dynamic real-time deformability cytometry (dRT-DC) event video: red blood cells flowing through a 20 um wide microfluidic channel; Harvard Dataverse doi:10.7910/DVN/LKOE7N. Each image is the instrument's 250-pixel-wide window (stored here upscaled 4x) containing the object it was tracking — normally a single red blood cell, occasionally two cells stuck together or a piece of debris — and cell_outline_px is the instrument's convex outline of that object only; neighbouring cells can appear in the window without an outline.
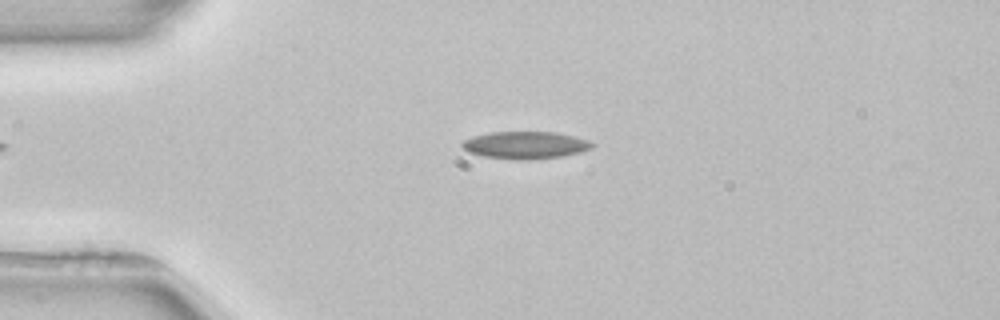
{"species": "common noctule bat (a hibernating species)", "species_latin": "Nyctalus noctula", "temperature_condition": "room temperature", "stored_images_in_passage": 4, "camera_frame_rate_fps": 3000, "um_per_image_px": 0.085, "animal": {"sex": "female", "body_mass_g": 22.7, "forearm_length_mm": 54.2}, "frame": {"image": 1, "passage_image": 2, "time_ms": 1.333, "image_size_px": [1000, 320], "cell_outline_px": [[596, 144], [592, 148], [580, 152], [560, 156], [528, 160], [520, 160], [484, 156], [468, 152], [460, 144], [464, 140], [472, 136], [488, 132], [556, 132], [588, 140]], "centroid_in_image_um": [44.64, 12.33], "position_along_channel_um": 40.4, "area_um2": 20.63}}